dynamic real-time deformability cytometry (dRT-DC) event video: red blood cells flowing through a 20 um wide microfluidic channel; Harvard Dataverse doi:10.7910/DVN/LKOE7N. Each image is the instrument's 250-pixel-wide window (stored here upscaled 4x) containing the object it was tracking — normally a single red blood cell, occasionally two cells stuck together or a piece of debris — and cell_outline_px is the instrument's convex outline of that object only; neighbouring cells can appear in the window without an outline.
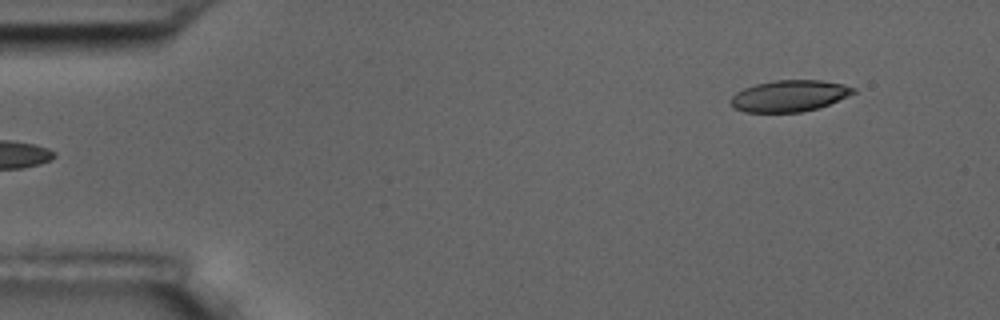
{"species": "common noctule bat (a hibernating species)", "species_latin": "Nyctalus noctula", "temperature_condition": "room temperature", "stored_images_in_passage": 6, "segment_of_instrument_passage": [2, 2], "camera_frame_rate_fps": 3000, "um_per_image_px": 0.085, "animal": {"sex": "male", "body_mass_g": 17.5, "forearm_length_mm": 52.3}, "frame": {"image": 1, "passage_image": 6, "time_ms": 6.0, "image_size_px": [1000, 320], "cell_outline_px": [[856, 92], [820, 108], [800, 112], [744, 112], [736, 108], [732, 104], [732, 96], [736, 92], [744, 88], [756, 84], [772, 80], [820, 80], [840, 84], [856, 88]], "centroid_in_image_um": [67.1, 8.15], "position_along_channel_um": 17.9, "area_um2": 22.25}}